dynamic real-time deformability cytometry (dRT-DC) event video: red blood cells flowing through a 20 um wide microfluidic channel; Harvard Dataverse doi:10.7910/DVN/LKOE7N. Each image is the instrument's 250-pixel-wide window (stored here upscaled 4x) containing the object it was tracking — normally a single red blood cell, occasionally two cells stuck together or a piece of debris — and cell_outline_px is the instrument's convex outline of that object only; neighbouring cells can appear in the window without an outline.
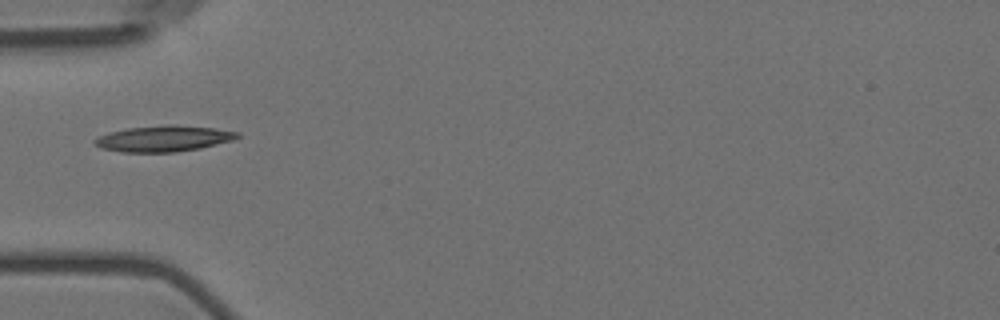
{"species": "Egyptian fruit bat (a non-hibernating species)", "species_latin": "Rousettus aegyptiacus", "temperature_condition": "room temperature", "stored_images_in_passage": 1, "camera_frame_rate_fps": 3000, "um_per_image_px": 0.085, "animal": {"sex": "female"}, "frame": {"image": 1, "passage_image": 1, "time_ms": 0.0, "image_size_px": [1000, 320], "cell_outline_px": [[240, 136], [232, 140], [200, 148], [176, 152], [120, 152], [100, 148], [92, 144], [92, 140], [108, 132], [128, 128], [168, 124], [176, 124], [216, 128], [240, 132]], "centroid_in_image_um": [13.88, 11.77], "position_along_channel_um": 71.1, "area_um2": 21.85}}